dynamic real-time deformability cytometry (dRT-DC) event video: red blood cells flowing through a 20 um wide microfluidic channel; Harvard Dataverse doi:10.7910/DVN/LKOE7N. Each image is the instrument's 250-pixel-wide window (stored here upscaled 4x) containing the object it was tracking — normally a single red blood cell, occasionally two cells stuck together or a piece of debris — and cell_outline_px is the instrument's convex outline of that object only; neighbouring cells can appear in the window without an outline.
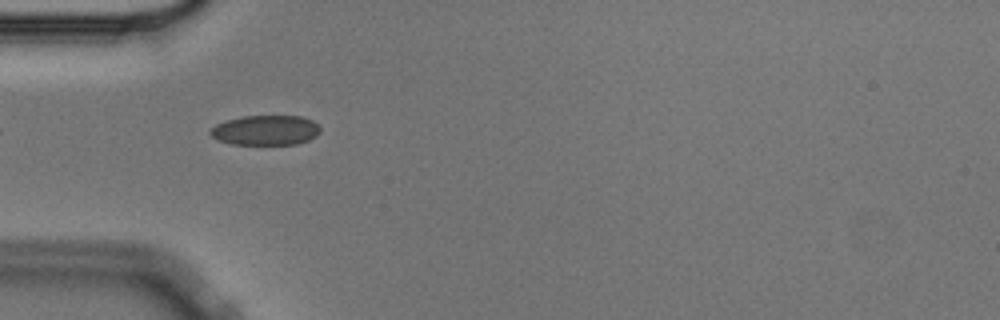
{"species": "Egyptian fruit bat (a non-hibernating species)", "species_latin": "Rousettus aegyptiacus", "temperature_condition": "cold", "stored_images_in_passage": 41, "camera_frame_rate_fps": 3000, "um_per_image_px": 0.085, "animal": {"sex": "male"}, "frame": {"image": 1, "passage_image": 2, "time_ms": 0.333, "image_size_px": [1000, 320], "cell_outline_px": [[320, 132], [316, 136], [308, 140], [296, 144], [232, 144], [216, 140], [208, 132], [216, 124], [228, 120], [244, 116], [300, 116], [312, 120], [320, 128]], "centroid_in_image_um": [22.57, 11.07], "position_along_channel_um": 62.4, "area_um2": 19.07}}
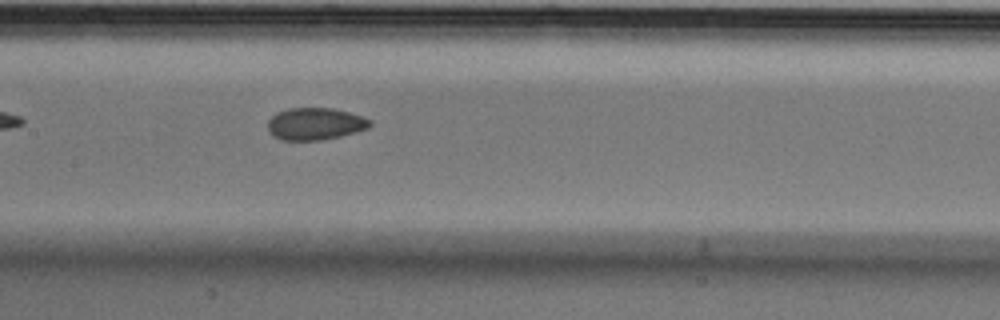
{"frame": {"image": 2, "passage_image": 12, "time_ms": 3.667, "image_size_px": [1000, 320], "cell_outline_px": [[372, 124], [368, 128], [356, 132], [340, 136], [320, 140], [280, 140], [272, 136], [268, 132], [268, 120], [276, 112], [288, 108], [332, 108], [364, 116], [372, 120]], "centroid_in_image_um": [26.78, 10.52], "position_along_channel_um": 180.6, "area_um2": 19.36}}
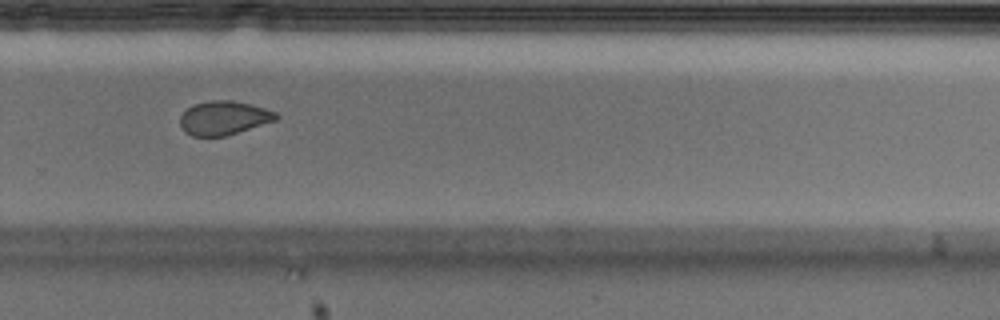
{"frame": {"image": 3, "passage_image": 23, "time_ms": 7.333, "image_size_px": [1000, 320], "cell_outline_px": [[280, 116], [276, 120], [224, 136], [192, 136], [184, 132], [180, 124], [180, 116], [192, 104], [212, 100], [232, 100], [264, 108], [276, 112]], "centroid_in_image_um": [18.99, 10.02], "position_along_channel_um": 310.8, "area_um2": 18.79}, "authors_computed_cell_mechanics": {"area_um2": 19.7098, "velocity_mm_per_s": 3.5636, "shape_relaxation_time_tau1_ms": null, "shape_relaxation_time_tau2_ms": 2.1197, "deformation_change_tau1": null, "deformation_change_tau2": 0.0574}}